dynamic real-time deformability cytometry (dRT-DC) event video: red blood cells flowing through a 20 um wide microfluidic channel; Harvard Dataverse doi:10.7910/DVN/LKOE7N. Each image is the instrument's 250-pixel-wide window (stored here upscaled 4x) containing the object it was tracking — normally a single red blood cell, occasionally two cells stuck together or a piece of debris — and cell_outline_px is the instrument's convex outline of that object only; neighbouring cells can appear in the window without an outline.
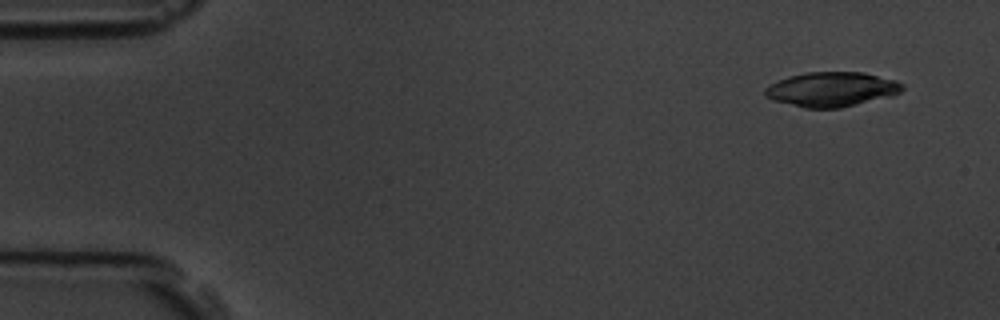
{"species": "common noctule bat (a hibernating species)", "species_latin": "Nyctalus noctula", "temperature_condition": "room temperature", "stored_images_in_passage": 6, "camera_frame_rate_fps": 3000, "um_per_image_px": 0.085, "animal": {"sex": "male", "body_mass_g": 19.5, "forearm_length_mm": 54.6}, "frame": {"image": 1, "passage_image": 2, "time_ms": 1.0, "image_size_px": [1000, 320], "cell_outline_px": [[904, 88], [900, 92], [892, 96], [840, 108], [804, 108], [772, 100], [764, 96], [764, 88], [788, 76], [808, 72], [864, 72], [896, 80], [904, 84]], "centroid_in_image_um": [70.7, 7.59], "position_along_channel_um": 14.3, "area_um2": 27.8}}